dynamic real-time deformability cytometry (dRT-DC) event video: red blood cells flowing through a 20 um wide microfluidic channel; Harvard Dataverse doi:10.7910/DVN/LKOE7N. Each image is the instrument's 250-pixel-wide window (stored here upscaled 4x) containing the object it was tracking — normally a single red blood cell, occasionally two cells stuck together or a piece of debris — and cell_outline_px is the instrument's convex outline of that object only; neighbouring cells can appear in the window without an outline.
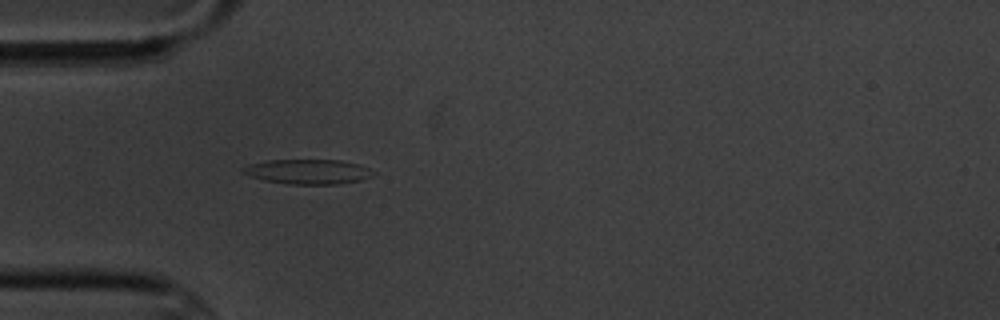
{"species": "common noctule bat (a hibernating species)", "species_latin": "Nyctalus noctula", "temperature_condition": "cold", "stored_images_in_passage": 1, "camera_frame_rate_fps": 3000, "um_per_image_px": 0.085, "animal": {"sex": "male", "body_mass_g": 20.1, "forearm_length_mm": 53.5}, "frame": {"image": 1, "passage_image": 1, "time_ms": 0.0, "image_size_px": [1000, 320], "cell_outline_px": [[376, 172], [372, 176], [360, 180], [336, 184], [288, 184], [264, 180], [252, 176], [244, 172], [240, 168], [248, 164], [268, 160], [340, 160], [360, 164]], "centroid_in_image_um": [26.2, 14.58], "position_along_channel_um": 58.8, "area_um2": 18.73}}